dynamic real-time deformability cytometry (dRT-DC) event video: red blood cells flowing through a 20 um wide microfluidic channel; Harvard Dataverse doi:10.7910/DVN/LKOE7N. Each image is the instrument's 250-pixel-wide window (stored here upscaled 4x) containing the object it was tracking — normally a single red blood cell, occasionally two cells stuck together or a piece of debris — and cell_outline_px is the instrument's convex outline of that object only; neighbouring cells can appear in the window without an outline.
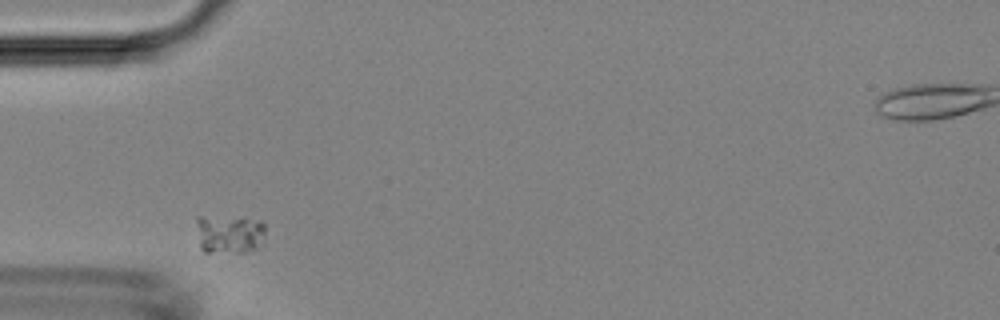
{"species": "Egyptian fruit bat (a non-hibernating species)", "species_latin": "Rousettus aegyptiacus", "temperature_condition": "room temperature", "stored_images_in_passage": 7, "camera_frame_rate_fps": 3000, "um_per_image_px": 0.085, "animal": {"sex": "female"}, "frame": {"image": 1, "passage_image": 1, "time_ms": 0.0, "image_size_px": [1000, 320], "cell_outline_px": [[264, 232], [256, 248], [244, 252], [204, 252], [200, 248], [196, 220], [196, 216], [244, 216], [260, 220], [264, 224]], "centroid_in_image_um": [19.45, 19.84], "position_along_channel_um": 65.5, "area_um2": 15.84}}
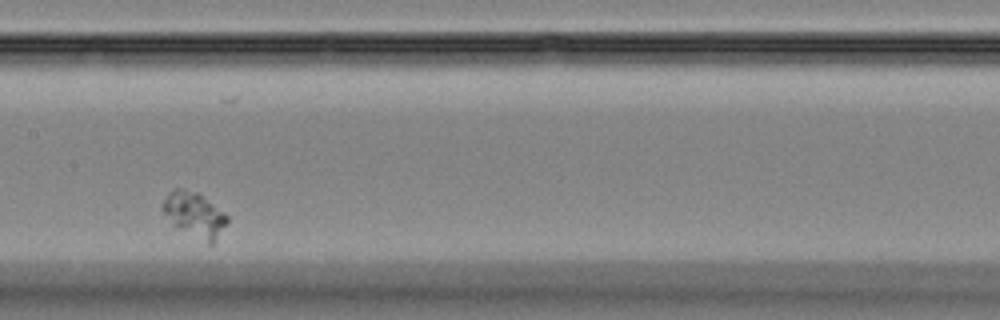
{"frame": {"image": 2, "passage_image": 4, "time_ms": 3.667, "image_size_px": [1000, 320], "cell_outline_px": [[228, 220], [212, 244], [208, 244], [172, 224], [160, 208], [160, 204], [168, 192], [176, 188], [184, 188], [200, 192], [224, 212], [228, 216]], "centroid_in_image_um": [16.5, 18.19], "position_along_channel_um": 190.9, "area_um2": 16.99}}
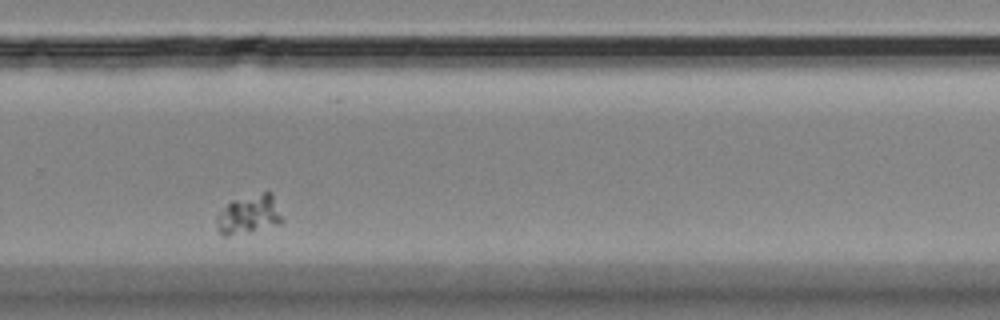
{"frame": {"image": 3, "passage_image": 7, "time_ms": 7.0, "image_size_px": [1000, 320], "cell_outline_px": [[284, 220], [280, 224], [248, 232], [228, 236], [224, 236], [216, 228], [216, 216], [232, 200], [264, 192], [272, 192]], "centroid_in_image_um": [21.17, 18.24], "position_along_channel_um": 308.6, "area_um2": 14.85}}